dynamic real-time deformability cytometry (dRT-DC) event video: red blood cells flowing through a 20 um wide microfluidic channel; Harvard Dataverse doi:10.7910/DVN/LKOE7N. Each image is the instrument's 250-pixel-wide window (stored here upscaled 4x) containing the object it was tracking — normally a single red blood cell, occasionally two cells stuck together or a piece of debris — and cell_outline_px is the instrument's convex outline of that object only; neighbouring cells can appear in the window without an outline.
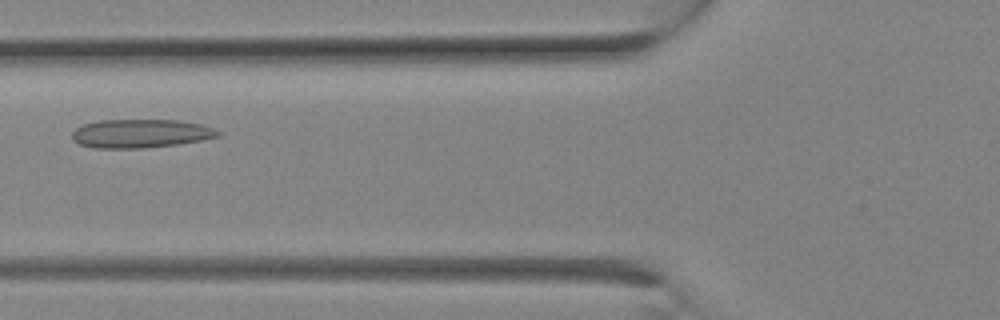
{"species": "Egyptian fruit bat (a non-hibernating species)", "species_latin": "Rousettus aegyptiacus", "temperature_condition": "room temperature", "stored_images_in_passage": 8, "camera_frame_rate_fps": 3000, "um_per_image_px": 0.085, "animal": {"sex": "female"}, "frame": {"image": 1, "passage_image": 7, "time_ms": 2.0, "image_size_px": [1000, 320], "cell_outline_px": [[220, 136], [200, 140], [176, 144], [144, 148], [92, 148], [80, 144], [72, 140], [72, 132], [76, 128], [84, 124], [100, 120], [176, 120], [200, 124], [212, 128], [220, 132]], "centroid_in_image_um": [11.91, 11.35], "position_along_channel_um": 113.9, "area_um2": 24.16}}